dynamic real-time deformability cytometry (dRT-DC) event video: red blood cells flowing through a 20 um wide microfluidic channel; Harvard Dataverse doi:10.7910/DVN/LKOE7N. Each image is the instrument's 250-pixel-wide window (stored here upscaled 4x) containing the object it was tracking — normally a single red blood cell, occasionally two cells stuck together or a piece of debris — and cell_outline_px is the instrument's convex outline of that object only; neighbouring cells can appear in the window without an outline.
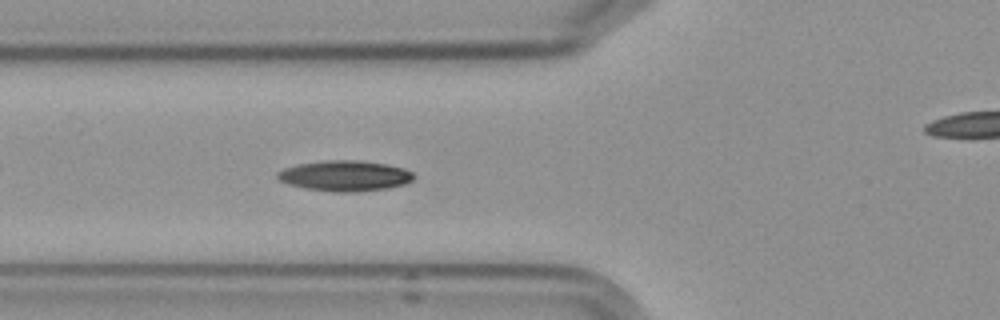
{"species": "Egyptian fruit bat (a non-hibernating species)", "species_latin": "Rousettus aegyptiacus", "temperature_condition": "cold", "stored_images_in_passage": 7, "segment_of_instrument_passage": [1, 2], "camera_frame_rate_fps": 3000, "um_per_image_px": 0.085, "frame": {"image": 1, "passage_image": 6, "time_ms": 5.667, "image_size_px": [1000, 320], "cell_outline_px": [[416, 176], [412, 180], [404, 184], [388, 188], [352, 192], [332, 192], [304, 188], [288, 184], [276, 180], [276, 172], [284, 168], [300, 164], [328, 160], [356, 160], [388, 164], [404, 168], [412, 172]], "centroid_in_image_um": [29.3, 14.95], "position_along_channel_um": 96.5, "area_um2": 24.39}}